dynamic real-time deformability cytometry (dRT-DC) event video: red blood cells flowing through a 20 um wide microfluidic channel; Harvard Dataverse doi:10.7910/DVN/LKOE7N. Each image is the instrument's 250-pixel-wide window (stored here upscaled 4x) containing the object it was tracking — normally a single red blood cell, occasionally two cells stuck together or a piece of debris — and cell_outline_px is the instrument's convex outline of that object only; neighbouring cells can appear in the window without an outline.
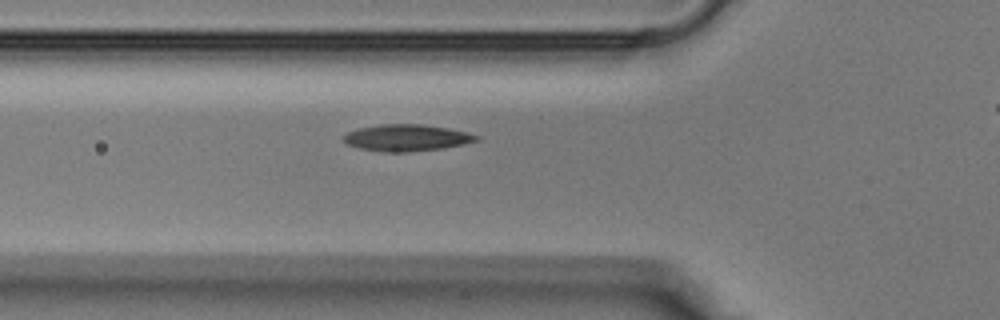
{"species": "Egyptian fruit bat (a non-hibernating species)", "species_latin": "Rousettus aegyptiacus", "temperature_condition": "warm", "stored_images_in_passage": 25, "camera_frame_rate_fps": 3000, "um_per_image_px": 0.085, "animal": {"sex": "male"}, "frame": {"image": 1, "passage_image": 4, "time_ms": 1.0, "image_size_px": [1000, 320], "cell_outline_px": [[480, 140], [464, 144], [440, 148], [408, 152], [384, 152], [360, 148], [348, 144], [344, 140], [344, 136], [348, 132], [360, 128], [380, 124], [424, 124], [448, 128], [468, 132], [480, 136]], "centroid_in_image_um": [34.61, 11.7], "position_along_channel_um": 91.2, "area_um2": 20.52}}
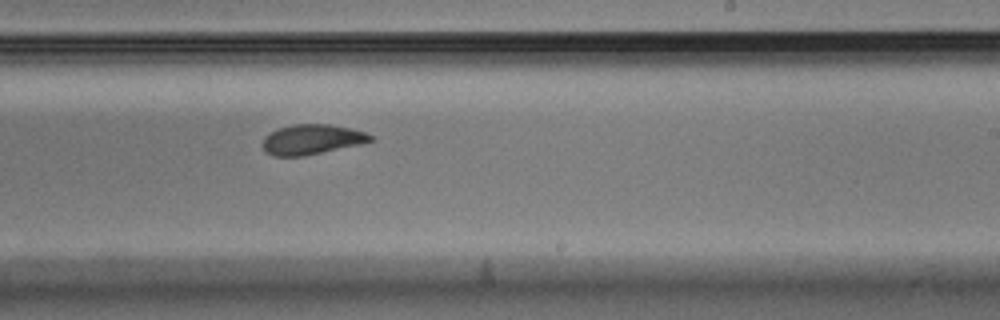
{"frame": {"image": 2, "passage_image": 14, "time_ms": 4.333, "image_size_px": [1000, 320], "cell_outline_px": [[376, 140], [360, 144], [304, 156], [272, 156], [264, 152], [264, 136], [280, 128], [292, 124], [328, 124], [368, 132]], "centroid_in_image_um": [26.53, 11.86], "position_along_channel_um": 262.5, "area_um2": 18.79}}
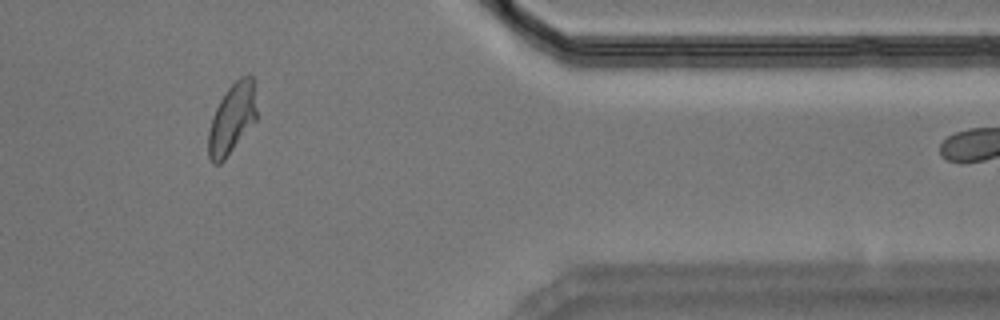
{"frame": {"image": 3, "passage_image": 23, "time_ms": 7.333, "image_size_px": [1000, 320], "cell_outline_px": [[256, 120], [224, 160], [220, 164], [212, 164], [208, 156], [208, 132], [212, 116], [220, 100], [228, 88], [240, 76], [252, 76], [256, 108]], "centroid_in_image_um": [19.69, 10.12], "position_along_channel_um": 391.7, "area_um2": 19.54}}